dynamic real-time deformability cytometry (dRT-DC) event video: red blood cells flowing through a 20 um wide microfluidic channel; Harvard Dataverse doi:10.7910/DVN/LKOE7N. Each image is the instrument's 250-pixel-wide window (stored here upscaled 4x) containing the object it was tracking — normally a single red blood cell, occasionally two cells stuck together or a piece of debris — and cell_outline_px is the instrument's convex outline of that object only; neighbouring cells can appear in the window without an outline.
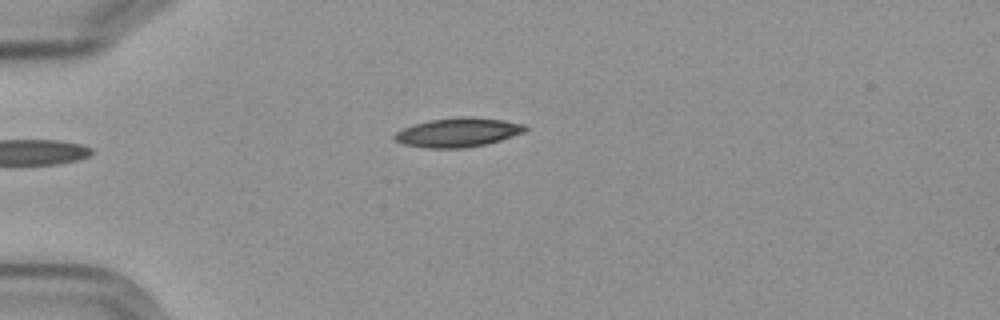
{"species": "Egyptian fruit bat (a non-hibernating species)", "species_latin": "Rousettus aegyptiacus", "temperature_condition": "cold", "stored_images_in_passage": 3, "camera_frame_rate_fps": 3000, "um_per_image_px": 0.085, "frame": {"image": 1, "passage_image": 3, "time_ms": 3.333, "image_size_px": [1000, 320], "cell_outline_px": [[528, 128], [524, 132], [500, 140], [484, 144], [464, 148], [428, 148], [404, 144], [396, 140], [392, 136], [396, 132], [404, 128], [428, 120], [460, 116], [472, 116], [504, 120], [524, 124]], "centroid_in_image_um": [38.94, 11.24], "position_along_channel_um": 46.1, "area_um2": 22.08}}